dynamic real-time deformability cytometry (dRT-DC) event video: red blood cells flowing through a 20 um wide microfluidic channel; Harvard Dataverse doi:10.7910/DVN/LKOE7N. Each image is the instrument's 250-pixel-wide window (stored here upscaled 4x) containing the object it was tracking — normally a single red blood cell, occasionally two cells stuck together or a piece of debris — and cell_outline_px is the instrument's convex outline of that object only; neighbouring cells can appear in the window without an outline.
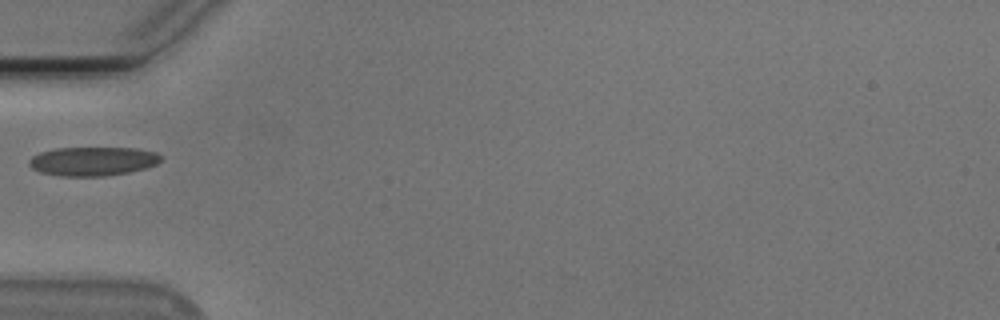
{"species": "Egyptian fruit bat (a non-hibernating species)", "species_latin": "Rousettus aegyptiacus", "temperature_condition": "cold", "stored_images_in_passage": 37, "camera_frame_rate_fps": 3000, "um_per_image_px": 0.085, "animal": {"sex": "male"}, "frame": {"image": 1, "passage_image": 1, "time_ms": 0.0, "image_size_px": [1000, 320], "cell_outline_px": [[164, 160], [156, 164], [144, 168], [128, 172], [104, 176], [60, 176], [40, 172], [32, 168], [28, 164], [28, 160], [32, 156], [40, 152], [56, 148], [136, 148], [156, 152], [164, 156]], "centroid_in_image_um": [7.9, 13.7], "position_along_channel_um": 77.1, "area_um2": 22.37}}
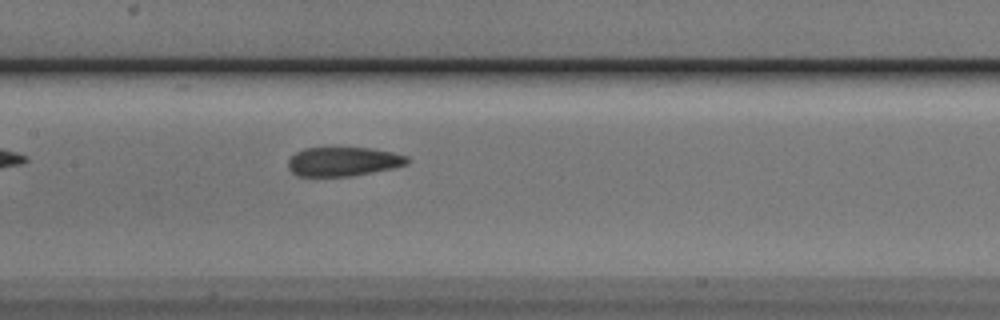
{"frame": {"image": 2, "passage_image": 9, "time_ms": 2.667, "image_size_px": [1000, 320], "cell_outline_px": [[412, 160], [408, 164], [392, 168], [352, 176], [296, 176], [288, 168], [288, 160], [296, 152], [304, 148], [372, 148], [392, 152], [408, 156]], "centroid_in_image_um": [29.2, 13.73], "position_along_channel_um": 178.2, "area_um2": 20.29}}
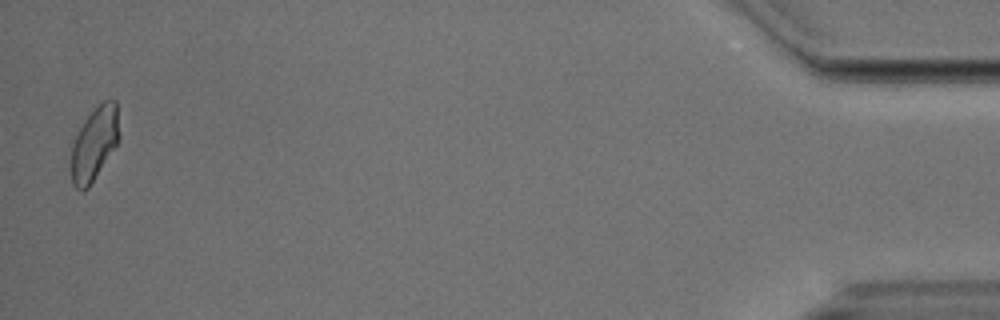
{"frame": {"image": 3, "passage_image": 36, "time_ms": 11.667, "image_size_px": [1000, 320], "cell_outline_px": [[120, 136], [116, 144], [88, 188], [84, 192], [76, 188], [72, 184], [72, 144], [84, 120], [104, 100], [116, 100]], "centroid_in_image_um": [8.03, 12.21], "position_along_channel_um": 427.2, "area_um2": 20.06}}